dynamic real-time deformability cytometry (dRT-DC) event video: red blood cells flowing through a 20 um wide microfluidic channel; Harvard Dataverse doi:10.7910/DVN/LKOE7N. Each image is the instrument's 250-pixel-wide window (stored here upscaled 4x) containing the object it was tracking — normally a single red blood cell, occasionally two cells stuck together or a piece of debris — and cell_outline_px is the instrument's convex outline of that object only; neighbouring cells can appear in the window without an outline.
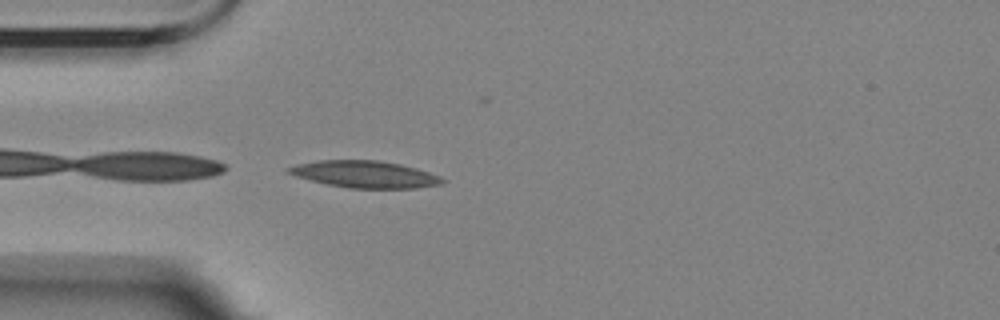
{"species": "Egyptian fruit bat (a non-hibernating species)", "species_latin": "Rousettus aegyptiacus", "temperature_condition": "room temperature", "stored_images_in_passage": 26, "camera_frame_rate_fps": 3000, "um_per_image_px": 0.085, "animal": {"sex": "female"}, "frame": {"image": 1, "passage_image": 1, "time_ms": 0.0, "image_size_px": [1000, 320], "cell_outline_px": [[444, 184], [416, 188], [348, 188], [328, 184], [296, 176], [288, 172], [284, 168], [296, 164], [320, 160], [376, 160], [400, 164], [416, 168], [440, 176], [444, 180]], "centroid_in_image_um": [31.02, 14.81], "position_along_channel_um": 54.0, "area_um2": 23.99}}
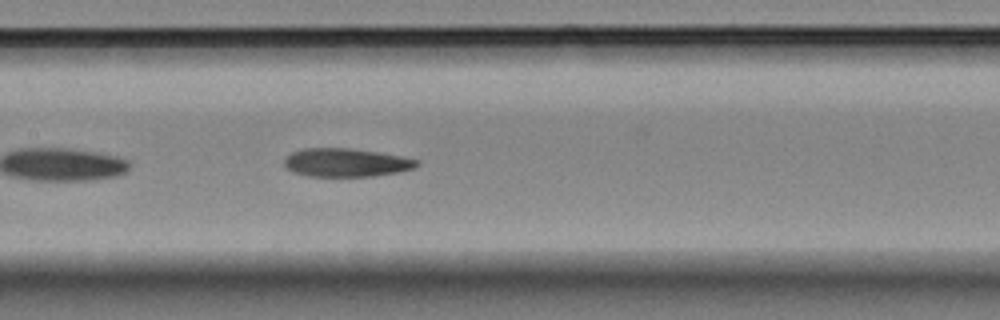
{"frame": {"image": 2, "passage_image": 12, "time_ms": 3.667, "image_size_px": [1000, 320], "cell_outline_px": [[420, 164], [412, 168], [396, 172], [372, 176], [308, 176], [292, 172], [284, 164], [284, 160], [292, 152], [304, 148], [348, 148], [376, 152], [400, 156], [420, 160]], "centroid_in_image_um": [29.4, 13.82], "position_along_channel_um": 178.0, "area_um2": 21.68}}
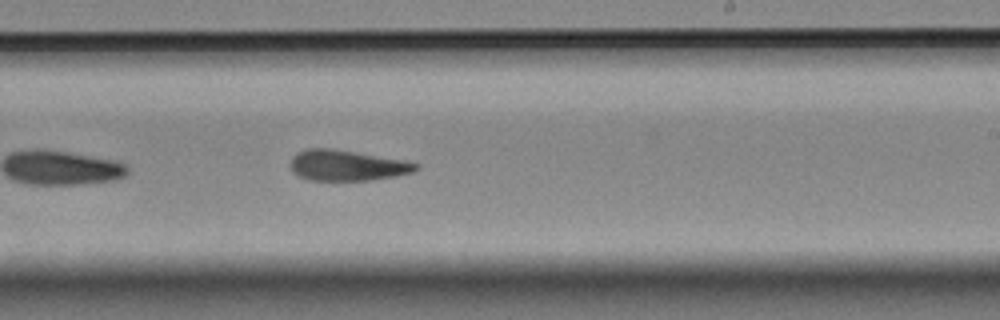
{"frame": {"image": 3, "passage_image": 19, "time_ms": 6.0, "image_size_px": [1000, 320], "cell_outline_px": [[420, 168], [412, 172], [396, 176], [372, 180], [308, 180], [296, 176], [292, 172], [292, 156], [296, 152], [308, 148], [332, 148], [404, 160], [420, 164]], "centroid_in_image_um": [29.49, 14.06], "position_along_channel_um": 259.5, "area_um2": 22.54}}